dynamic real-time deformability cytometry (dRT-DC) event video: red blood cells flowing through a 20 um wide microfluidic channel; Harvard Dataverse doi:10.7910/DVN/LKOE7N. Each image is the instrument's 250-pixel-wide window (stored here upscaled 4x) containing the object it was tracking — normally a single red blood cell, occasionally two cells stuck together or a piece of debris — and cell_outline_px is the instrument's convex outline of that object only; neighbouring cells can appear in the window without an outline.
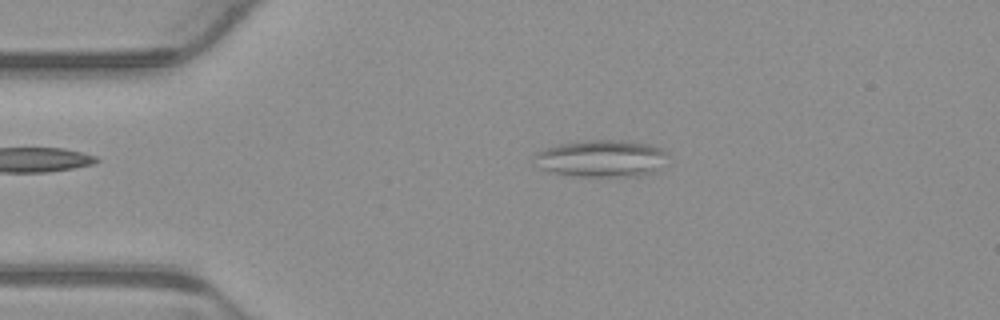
{"species": "common noctule bat (a hibernating species)", "species_latin": "Nyctalus noctula", "temperature_condition": "warm", "stored_images_in_passage": 2, "camera_frame_rate_fps": 3000, "um_per_image_px": 0.085, "animal": {"sex": "male", "body_mass_g": 23.1, "forearm_length_mm": 52.7}, "frame": {"image": 1, "passage_image": 1, "time_ms": 0.0, "image_size_px": [1000, 320], "cell_outline_px": [[668, 152], [656, 172], [640, 176], [572, 176], [540, 168], [532, 164], [536, 152], [544, 148], [560, 144], [588, 140], [624, 140], [652, 144]], "centroid_in_image_um": [51.1, 13.46], "position_along_channel_um": 33.9, "area_um2": 28.9}}